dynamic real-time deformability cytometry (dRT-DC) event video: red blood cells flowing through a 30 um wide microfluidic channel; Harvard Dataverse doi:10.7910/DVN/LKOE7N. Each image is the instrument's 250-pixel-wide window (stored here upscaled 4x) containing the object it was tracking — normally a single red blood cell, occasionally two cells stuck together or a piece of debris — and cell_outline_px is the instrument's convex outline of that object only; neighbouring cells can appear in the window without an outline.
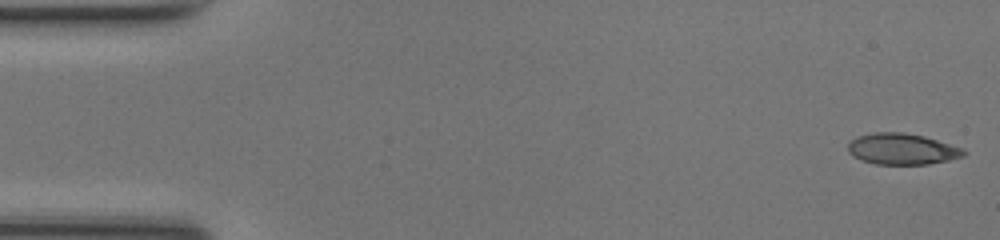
{"species": "common noctule bat (a hibernating species)", "species_latin": "Nyctalus noctula", "temperature_condition": "room temperature", "stored_images_in_passage": 48, "camera_frame_rate_fps": 3000, "um_per_image_px": 0.085, "animal": {"sex": "female", "body_mass_g": 17.0, "forearm_length_mm": 48.0}, "frame": {"image": 1, "passage_image": 1, "time_ms": 0.0, "image_size_px": [1000, 240], "cell_outline_px": [[968, 152], [964, 156], [948, 160], [928, 164], [876, 164], [860, 160], [852, 156], [848, 152], [848, 144], [856, 136], [872, 132], [904, 132], [924, 136], [964, 148]], "centroid_in_image_um": [76.67, 12.66], "position_along_channel_um": 8.3, "area_um2": 21.21}}
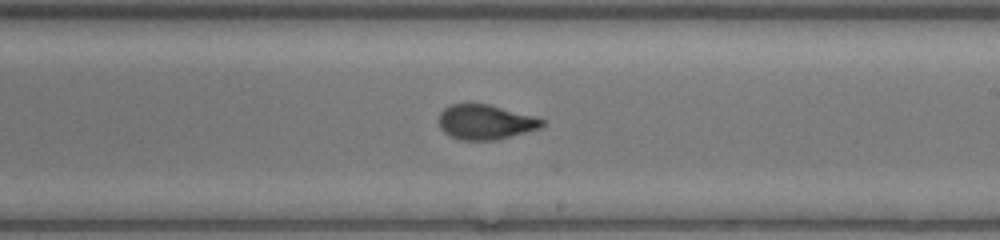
{"frame": {"image": 2, "passage_image": 28, "time_ms": 9.0, "image_size_px": [1000, 240], "cell_outline_px": [[544, 124], [540, 128], [496, 140], [460, 140], [448, 136], [440, 128], [440, 112], [444, 108], [452, 104], [488, 104], [532, 116], [544, 120]], "centroid_in_image_um": [41.22, 10.39], "position_along_channel_um": 247.8, "area_um2": 20.69}}
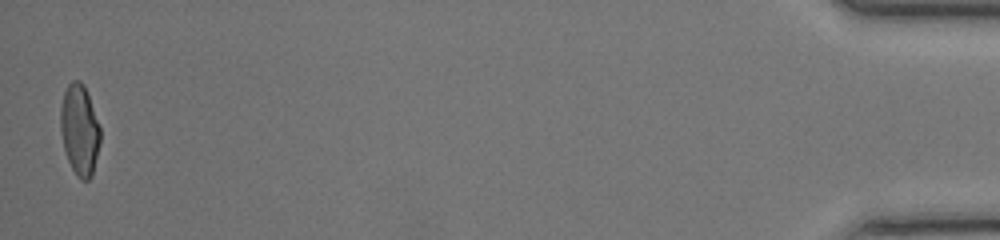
{"frame": {"image": 3, "passage_image": 48, "time_ms": 15.667, "image_size_px": [1000, 240], "cell_outline_px": [[100, 144], [92, 176], [88, 180], [80, 180], [76, 176], [68, 160], [64, 148], [60, 128], [60, 108], [64, 92], [68, 84], [72, 80], [80, 80], [84, 84], [100, 128]], "centroid_in_image_um": [6.76, 11.05], "position_along_channel_um": 428.4, "area_um2": 21.04}, "authors_computed_cell_mechanics": {"area_um2": 21.2126, "velocity_mm_per_s": 4.2371, "shape_relaxation_time_tau1_ms": 6.0954, "shape_relaxation_time_tau2_ms": 0.9046, "deformation_change_tau1": 0.2389, "deformation_change_tau2": 0.0692}}